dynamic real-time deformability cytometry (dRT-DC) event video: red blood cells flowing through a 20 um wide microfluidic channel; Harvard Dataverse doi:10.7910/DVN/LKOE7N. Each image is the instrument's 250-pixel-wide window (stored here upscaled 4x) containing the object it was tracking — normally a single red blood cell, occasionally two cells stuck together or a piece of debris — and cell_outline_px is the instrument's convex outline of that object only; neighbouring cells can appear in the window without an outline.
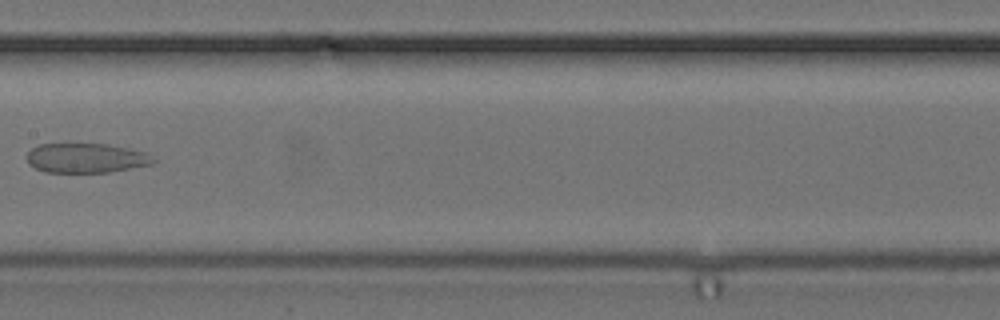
{"species": "common noctule bat (a hibernating species)", "species_latin": "Nyctalus noctula", "temperature_condition": "cold", "stored_images_in_passage": 8, "camera_frame_rate_fps": 3000, "um_per_image_px": 0.085, "animal": {"sex": "female", "body_mass_g": 24.6, "forearm_length_mm": 56.2}, "frame": {"image": 1, "passage_image": 7, "time_ms": 2.0, "image_size_px": [1000, 320], "cell_outline_px": [[156, 160], [152, 164], [108, 172], [44, 172], [28, 164], [28, 152], [32, 148], [40, 144], [108, 144], [128, 148], [144, 152]], "centroid_in_image_um": [7.3, 13.43], "position_along_channel_um": 200.1, "area_um2": 21.56}}
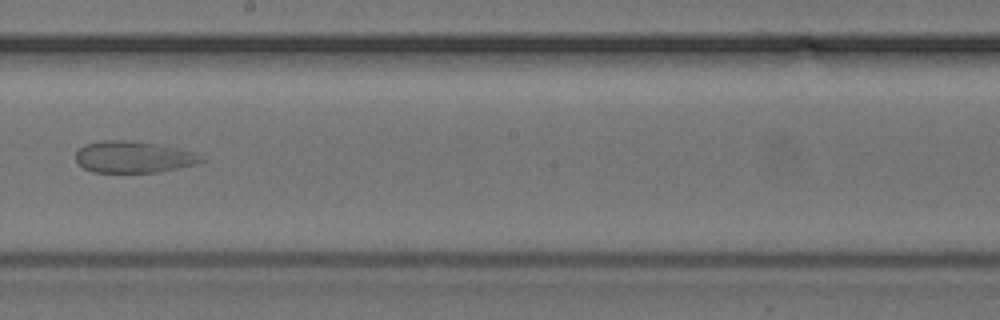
{"frame": {"image": 2, "passage_image": 8, "time_ms": 2.333, "image_size_px": [1000, 320], "cell_outline_px": [[204, 160], [196, 164], [156, 172], [92, 172], [84, 168], [76, 160], [76, 152], [84, 144], [104, 140], [124, 140], [156, 144], [176, 148], [192, 152]], "centroid_in_image_um": [11.28, 13.34], "position_along_channel_um": 236.9, "area_um2": 22.66}}